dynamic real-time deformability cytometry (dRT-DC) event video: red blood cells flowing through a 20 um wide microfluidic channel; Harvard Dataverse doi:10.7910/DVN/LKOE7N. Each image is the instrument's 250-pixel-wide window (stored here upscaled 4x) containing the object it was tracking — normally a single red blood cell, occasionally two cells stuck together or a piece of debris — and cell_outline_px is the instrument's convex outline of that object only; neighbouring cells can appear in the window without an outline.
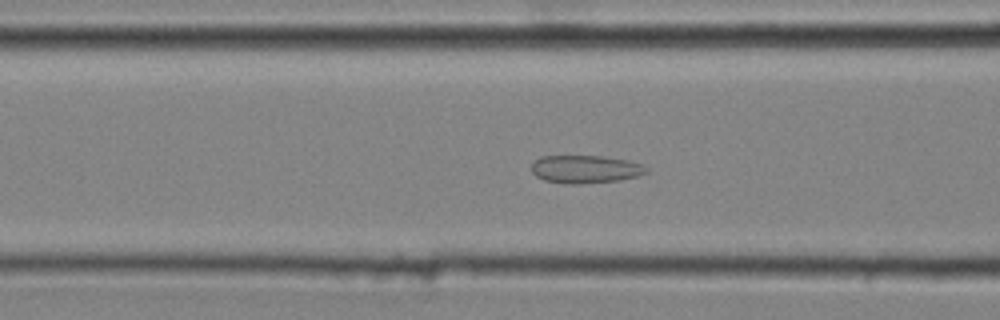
{"species": "common noctule bat (a hibernating species)", "species_latin": "Nyctalus noctula", "temperature_condition": "cold", "stored_images_in_passage": 43, "camera_frame_rate_fps": 3000, "um_per_image_px": 0.085, "animal": {"sex": "male", "body_mass_g": 20.4}, "frame": {"image": 1, "passage_image": 17, "time_ms": 5.333, "image_size_px": [1000, 320], "cell_outline_px": [[648, 172], [636, 176], [620, 180], [576, 184], [568, 184], [544, 180], [536, 176], [532, 172], [532, 164], [540, 156], [604, 156], [628, 160], [640, 164], [648, 168]], "centroid_in_image_um": [49.75, 14.38], "position_along_channel_um": 116.8, "area_um2": 18.61}}
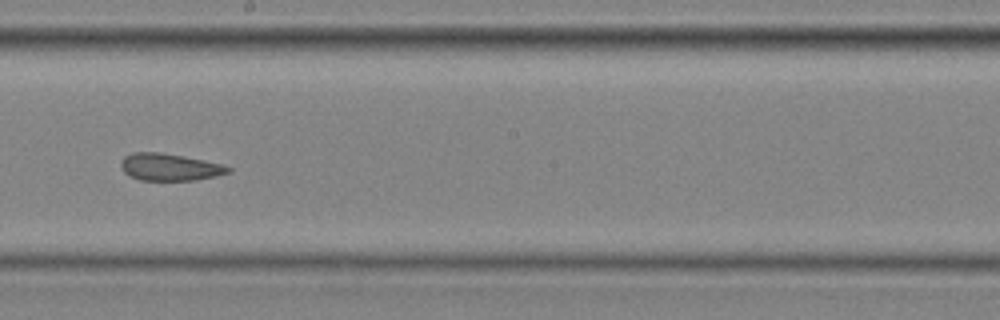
{"frame": {"image": 2, "passage_image": 25, "time_ms": 8.0, "image_size_px": [1000, 320], "cell_outline_px": [[232, 172], [216, 176], [196, 180], [140, 180], [124, 172], [120, 164], [120, 160], [124, 156], [132, 152], [160, 152], [184, 156], [224, 164], [232, 168]], "centroid_in_image_um": [14.45, 14.19], "position_along_channel_um": 233.8, "area_um2": 17.11}}
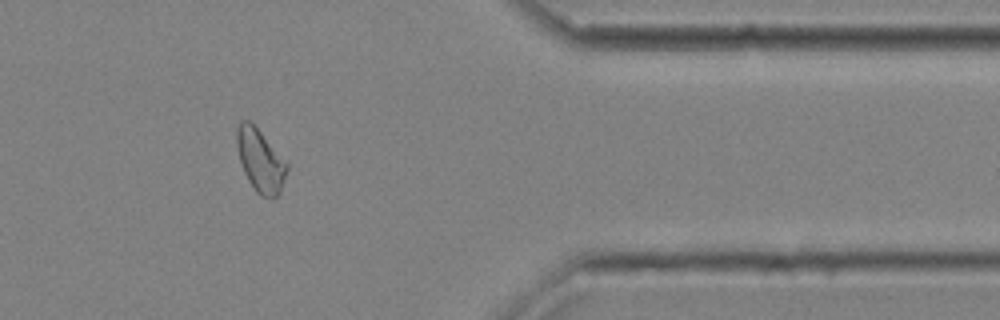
{"frame": {"image": 3, "passage_image": 37, "time_ms": 12.0, "image_size_px": [1000, 320], "cell_outline_px": [[288, 168], [280, 192], [276, 196], [260, 196], [256, 192], [248, 180], [244, 172], [240, 160], [236, 144], [236, 128], [240, 120], [248, 120], [260, 132], [288, 164]], "centroid_in_image_um": [22.1, 13.64], "position_along_channel_um": 389.3, "area_um2": 17.92}}